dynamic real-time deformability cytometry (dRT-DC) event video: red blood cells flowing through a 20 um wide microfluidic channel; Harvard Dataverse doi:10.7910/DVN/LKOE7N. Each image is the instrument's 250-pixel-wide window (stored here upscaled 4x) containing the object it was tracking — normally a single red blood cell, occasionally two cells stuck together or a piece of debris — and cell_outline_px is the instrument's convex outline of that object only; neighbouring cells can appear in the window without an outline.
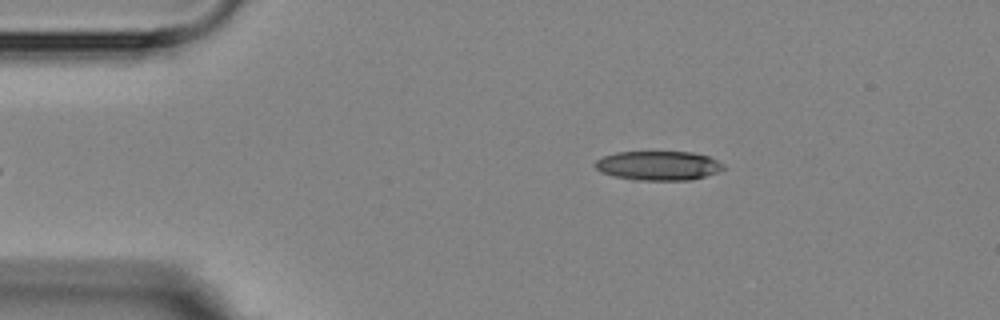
{"species": "Egyptian fruit bat (a non-hibernating species)", "species_latin": "Rousettus aegyptiacus", "temperature_condition": "room temperature", "stored_images_in_passage": 5, "camera_frame_rate_fps": 3000, "um_per_image_px": 0.085, "animal": {"sex": "female"}, "frame": {"image": 1, "passage_image": 5, "time_ms": 4.667, "image_size_px": [1000, 320], "cell_outline_px": [[724, 168], [716, 172], [692, 180], [632, 180], [600, 172], [592, 164], [596, 160], [604, 156], [616, 152], [692, 152], [708, 156], [724, 164]], "centroid_in_image_um": [55.92, 14.08], "position_along_channel_um": 29.1, "area_um2": 21.85}}